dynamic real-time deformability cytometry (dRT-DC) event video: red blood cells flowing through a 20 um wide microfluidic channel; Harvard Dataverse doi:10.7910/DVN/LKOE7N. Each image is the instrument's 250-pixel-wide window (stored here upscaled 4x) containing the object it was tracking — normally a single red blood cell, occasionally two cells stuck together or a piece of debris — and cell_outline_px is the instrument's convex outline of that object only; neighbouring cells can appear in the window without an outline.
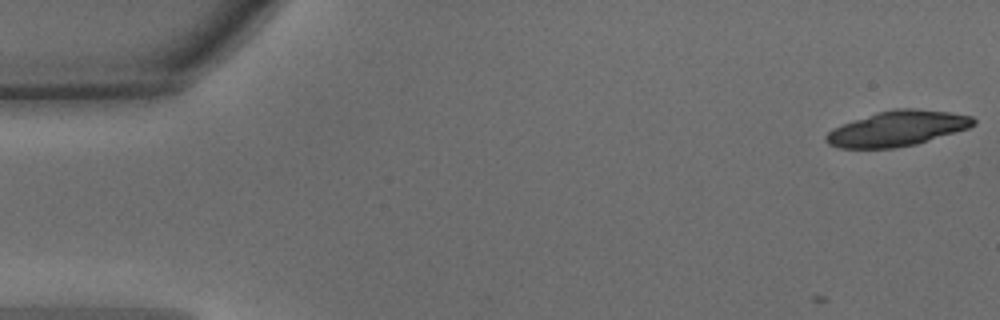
{"species": "common noctule bat (a hibernating species)", "species_latin": "Nyctalus noctula", "temperature_condition": "warm", "stored_images_in_passage": 5, "camera_frame_rate_fps": 3000, "um_per_image_px": 0.085, "animal": {"sex": "male", "body_mass_g": 15.6}, "frame": {"image": 1, "passage_image": 1, "time_ms": 0.0, "image_size_px": [1000, 320], "cell_outline_px": [[976, 124], [968, 128], [916, 144], [892, 148], [840, 148], [828, 144], [824, 140], [824, 136], [832, 128], [876, 112], [896, 108], [912, 108], [948, 112], [972, 116], [976, 120]], "centroid_in_image_um": [76.25, 10.92], "position_along_channel_um": 8.8, "area_um2": 30.11}}